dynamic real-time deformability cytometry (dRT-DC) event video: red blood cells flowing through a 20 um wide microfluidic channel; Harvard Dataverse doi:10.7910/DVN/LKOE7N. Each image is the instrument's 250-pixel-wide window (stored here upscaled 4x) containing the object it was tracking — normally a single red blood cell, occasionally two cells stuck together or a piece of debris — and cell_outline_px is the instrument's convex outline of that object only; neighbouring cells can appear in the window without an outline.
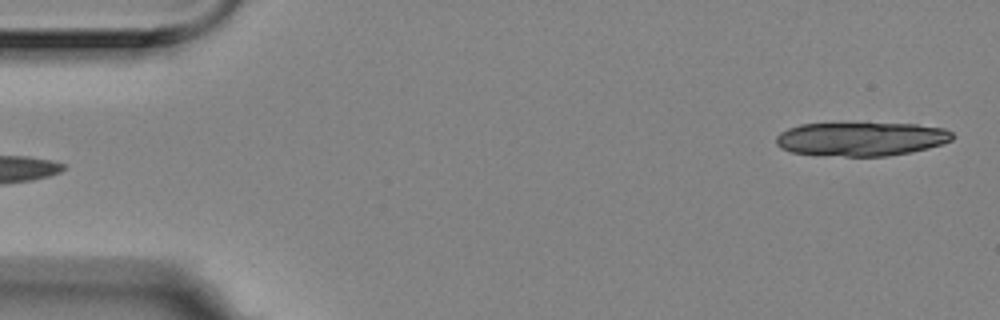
{"species": "Egyptian fruit bat (a non-hibernating species)", "species_latin": "Rousettus aegyptiacus", "temperature_condition": "room temperature", "stored_images_in_passage": 5, "segment_of_instrument_passage": [2, 2], "camera_frame_rate_fps": 3000, "um_per_image_px": 0.085, "animal": {"sex": "female"}, "frame": {"image": 1, "passage_image": 5, "time_ms": 1.333, "image_size_px": [1000, 320], "cell_outline_px": [[952, 140], [928, 148], [912, 152], [888, 156], [844, 156], [792, 152], [780, 148], [776, 144], [776, 136], [780, 132], [788, 128], [800, 124], [916, 124], [944, 128], [952, 132]], "centroid_in_image_um": [73.19, 11.81], "position_along_channel_um": 11.8, "area_um2": 34.45}}